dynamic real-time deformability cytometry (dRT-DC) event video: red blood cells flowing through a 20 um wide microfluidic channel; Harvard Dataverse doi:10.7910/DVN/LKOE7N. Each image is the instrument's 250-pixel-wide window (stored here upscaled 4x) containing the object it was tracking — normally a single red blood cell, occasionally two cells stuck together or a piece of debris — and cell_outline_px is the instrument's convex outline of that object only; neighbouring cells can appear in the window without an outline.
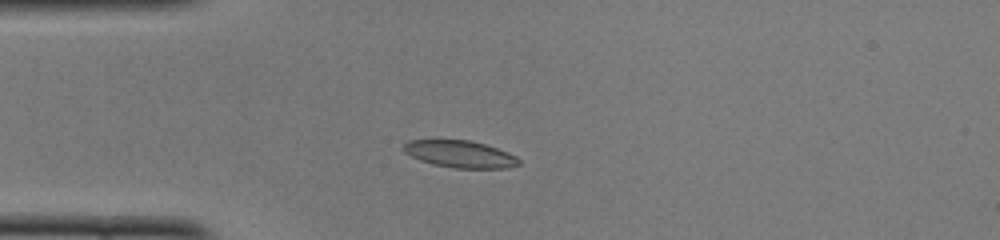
{"species": "common noctule bat (a hibernating species)", "species_latin": "Nyctalus noctula", "temperature_condition": "cold", "stored_images_in_passage": 38, "camera_frame_rate_fps": 3000, "um_per_image_px": 0.085, "animal": {"sex": "female", "body_mass_g": 22.0, "forearm_length_mm": 56.7}, "frame": {"image": 1, "passage_image": 1, "time_ms": 0.0, "image_size_px": [1000, 240], "cell_outline_px": [[520, 164], [508, 168], [456, 168], [432, 164], [420, 160], [404, 152], [404, 144], [408, 140], [468, 140], [484, 144], [508, 152], [516, 156], [520, 160]], "centroid_in_image_um": [39.12, 13.1], "position_along_channel_um": 45.9, "area_um2": 18.03}}
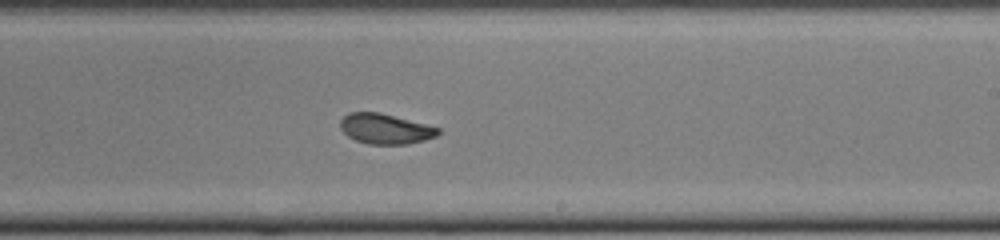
{"frame": {"image": 2, "passage_image": 18, "time_ms": 5.667, "image_size_px": [1000, 240], "cell_outline_px": [[440, 132], [436, 136], [424, 140], [408, 144], [368, 144], [356, 140], [348, 136], [340, 128], [340, 120], [348, 112], [380, 112], [440, 128]], "centroid_in_image_um": [32.73, 10.94], "position_along_channel_um": 256.3, "area_um2": 17.17}}
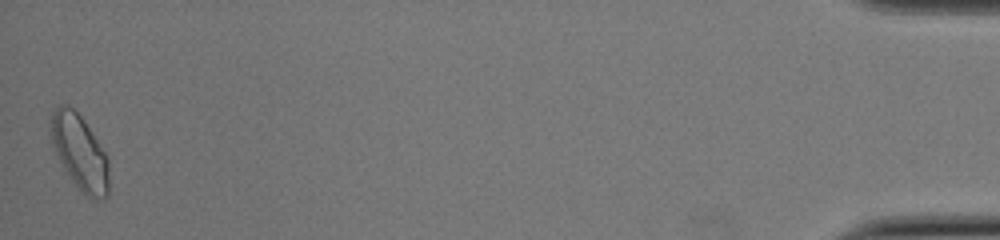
{"frame": {"image": 3, "passage_image": 38, "time_ms": 12.333, "image_size_px": [1000, 240], "cell_outline_px": [[108, 196], [104, 200], [92, 200], [72, 180], [64, 168], [52, 144], [52, 112], [56, 104], [68, 104], [84, 120], [108, 156]], "centroid_in_image_um": [6.81, 12.94], "position_along_channel_um": 428.4, "area_um2": 25.09}, "authors_computed_cell_mechanics": {"area_um2": 18.2648, "velocity_mm_per_s": 3.9632, "shape_relaxation_time_tau1_ms": 5.7458, "shape_relaxation_time_tau2_ms": 1.8477, "deformation_change_tau1": 0.1459, "deformation_change_tau2": 0.0627}}